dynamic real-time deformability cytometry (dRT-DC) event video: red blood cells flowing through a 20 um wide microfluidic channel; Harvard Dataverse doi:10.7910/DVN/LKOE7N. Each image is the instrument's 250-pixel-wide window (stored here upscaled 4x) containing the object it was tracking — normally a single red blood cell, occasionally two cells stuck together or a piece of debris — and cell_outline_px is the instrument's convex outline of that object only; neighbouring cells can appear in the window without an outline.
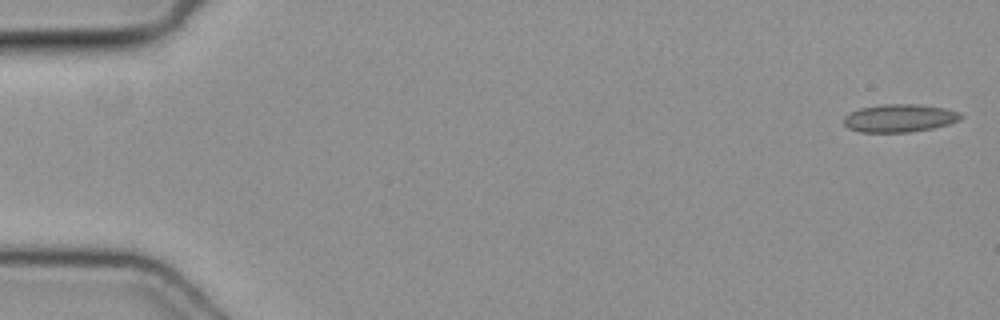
{"species": "common noctule bat (a hibernating species)", "species_latin": "Nyctalus noctula", "temperature_condition": "cold", "stored_images_in_passage": 49, "camera_frame_rate_fps": 3000, "um_per_image_px": 0.085, "animal": {"sex": "female", "body_mass_g": 19.3, "forearm_length_mm": 54.1}, "frame": {"image": 1, "passage_image": 1, "time_ms": 0.0, "image_size_px": [1000, 320], "cell_outline_px": [[964, 116], [960, 120], [948, 124], [932, 128], [908, 132], [860, 132], [848, 128], [844, 124], [844, 116], [860, 108], [884, 104], [920, 104], [944, 108], [956, 112]], "centroid_in_image_um": [76.45, 10.04], "position_along_channel_um": 8.5, "area_um2": 18.9}}
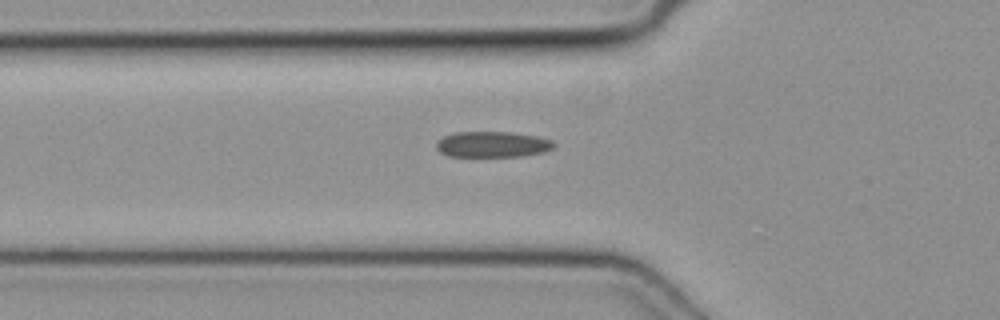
{"frame": {"image": 2, "passage_image": 17, "time_ms": 5.333, "image_size_px": [1000, 320], "cell_outline_px": [[556, 144], [552, 148], [544, 152], [524, 156], [448, 156], [440, 152], [436, 148], [436, 140], [444, 136], [456, 132], [512, 132], [536, 136], [552, 140]], "centroid_in_image_um": [41.85, 12.27], "position_along_channel_um": 83.9, "area_um2": 17.74}}
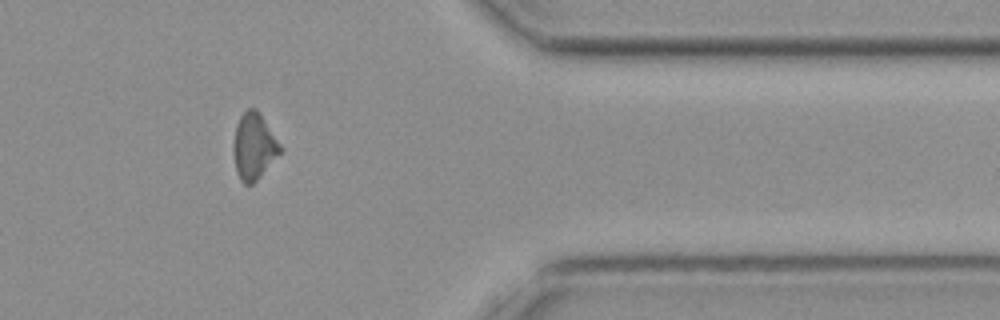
{"frame": {"image": 3, "passage_image": 40, "time_ms": 13.0, "image_size_px": [1000, 320], "cell_outline_px": [[284, 152], [252, 184], [244, 184], [240, 180], [236, 172], [232, 148], [236, 124], [240, 116], [248, 108], [256, 108], [284, 148]], "centroid_in_image_um": [21.6, 12.45], "position_along_channel_um": 389.8, "area_um2": 18.44}}